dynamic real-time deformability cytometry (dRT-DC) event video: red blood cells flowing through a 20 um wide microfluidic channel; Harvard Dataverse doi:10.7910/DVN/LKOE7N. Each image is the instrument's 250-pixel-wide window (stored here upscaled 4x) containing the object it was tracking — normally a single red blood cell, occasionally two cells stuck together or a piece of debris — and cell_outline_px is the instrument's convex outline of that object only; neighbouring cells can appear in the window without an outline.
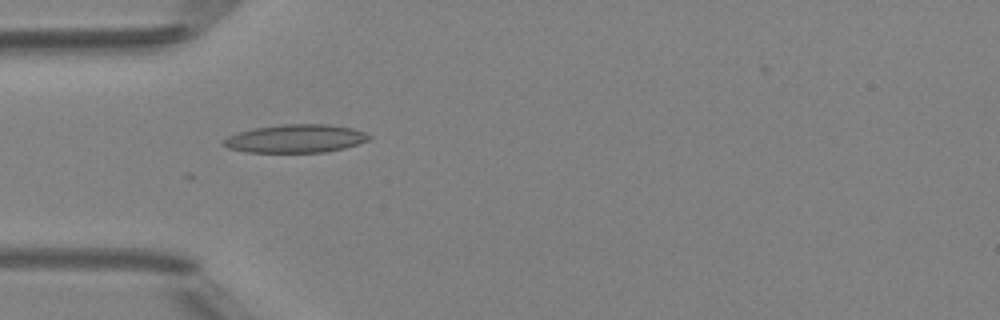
{"species": "Egyptian fruit bat (a non-hibernating species)", "species_latin": "Rousettus aegyptiacus", "temperature_condition": "room temperature", "stored_images_in_passage": 25, "camera_frame_rate_fps": 3000, "um_per_image_px": 0.085, "animal": {"sex": "female"}, "frame": {"image": 1, "passage_image": 2, "time_ms": 0.333, "image_size_px": [1000, 320], "cell_outline_px": [[372, 136], [368, 140], [344, 148], [324, 152], [248, 152], [228, 148], [220, 144], [228, 136], [252, 128], [280, 124], [328, 124], [352, 128], [364, 132]], "centroid_in_image_um": [25.11, 11.77], "position_along_channel_um": 59.9, "area_um2": 23.87}}
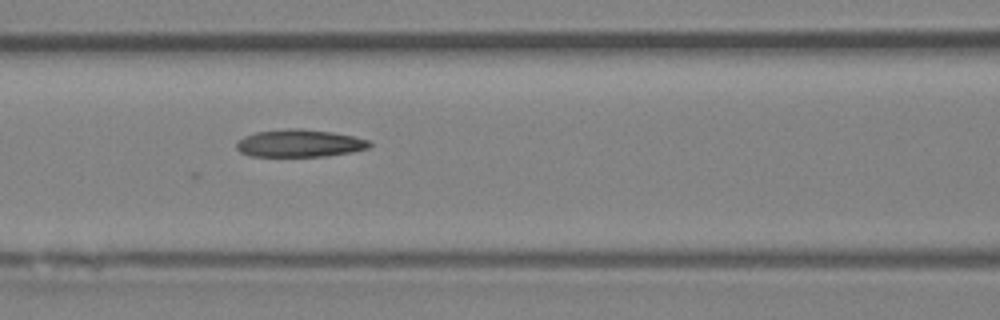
{"frame": {"image": 2, "passage_image": 8, "time_ms": 2.333, "image_size_px": [1000, 320], "cell_outline_px": [[372, 144], [368, 148], [352, 152], [328, 156], [252, 156], [240, 152], [236, 148], [236, 144], [244, 136], [256, 132], [284, 128], [300, 128], [332, 132], [352, 136], [368, 140]], "centroid_in_image_um": [25.46, 12.17], "position_along_channel_um": 141.1, "area_um2": 21.33}}
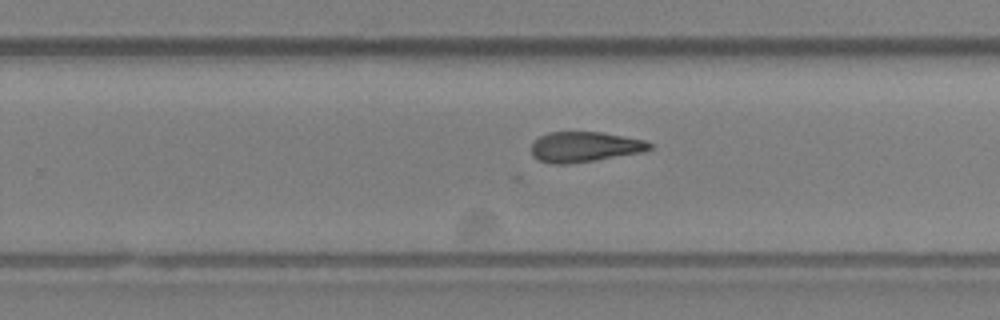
{"frame": {"image": 3, "passage_image": 18, "time_ms": 5.667, "image_size_px": [1000, 320], "cell_outline_px": [[652, 148], [644, 152], [596, 160], [568, 164], [552, 164], [540, 160], [532, 156], [532, 144], [540, 136], [548, 132], [600, 132], [644, 140], [652, 144]], "centroid_in_image_um": [49.7, 12.49], "position_along_channel_um": 280.1, "area_um2": 20.81}}